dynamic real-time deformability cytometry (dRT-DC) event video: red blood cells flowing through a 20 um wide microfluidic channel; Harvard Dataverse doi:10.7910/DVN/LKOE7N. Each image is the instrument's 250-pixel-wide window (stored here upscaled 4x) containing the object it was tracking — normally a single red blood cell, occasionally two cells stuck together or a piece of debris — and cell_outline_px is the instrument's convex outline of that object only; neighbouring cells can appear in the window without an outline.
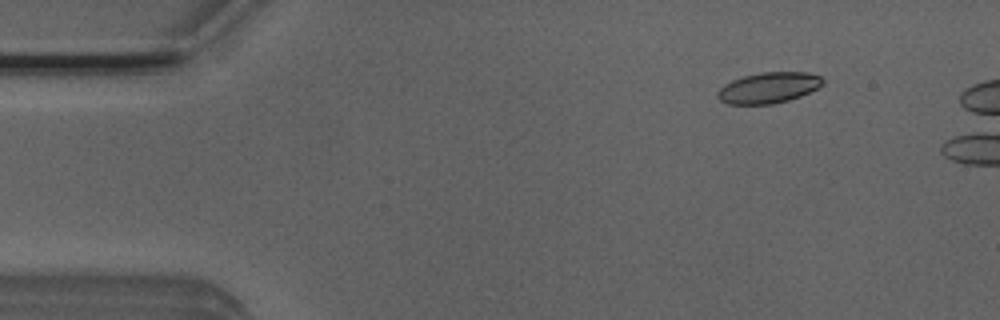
{"species": "Egyptian fruit bat (a non-hibernating species)", "species_latin": "Rousettus aegyptiacus", "temperature_condition": "room temperature", "stored_images_in_passage": 39, "camera_frame_rate_fps": 3000, "um_per_image_px": 0.085, "animal": {"sex": "male"}, "frame": {"image": 1, "passage_image": 5, "time_ms": 1.333, "image_size_px": [1000, 320], "cell_outline_px": [[824, 84], [800, 96], [788, 100], [772, 104], [728, 104], [720, 100], [716, 96], [716, 92], [724, 84], [732, 80], [744, 76], [760, 72], [808, 72], [820, 76], [824, 80]], "centroid_in_image_um": [65.31, 7.45], "position_along_channel_um": 19.7, "area_um2": 18.9}}
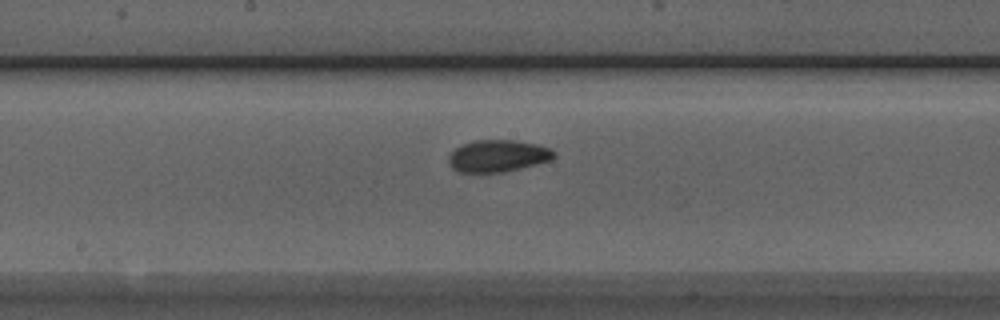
{"frame": {"image": 2, "passage_image": 26, "time_ms": 8.333, "image_size_px": [1000, 320], "cell_outline_px": [[556, 156], [552, 160], [504, 172], [456, 172], [448, 164], [448, 156], [456, 148], [472, 140], [516, 140], [536, 144], [548, 148], [556, 152]], "centroid_in_image_um": [42.31, 13.25], "position_along_channel_um": 205.9, "area_um2": 19.71}}
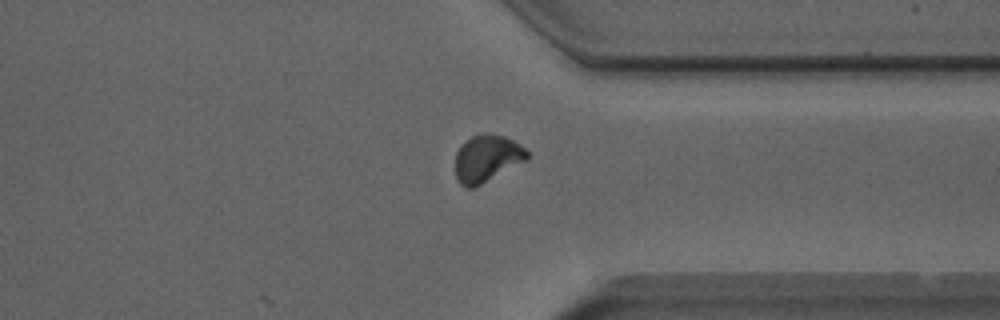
{"frame": {"image": 3, "passage_image": 39, "time_ms": 12.667, "image_size_px": [1000, 320], "cell_outline_px": [[528, 156], [524, 160], [480, 184], [472, 188], [464, 188], [456, 180], [456, 152], [460, 144], [472, 136], [484, 132], [488, 132], [504, 136], [520, 144], [528, 152]], "centroid_in_image_um": [41.33, 13.44], "position_along_channel_um": 370.1, "area_um2": 19.42}, "authors_computed_cell_mechanics": {"area_um2": 19.4208, "velocity_mm_per_s": 3.8395, "shape_relaxation_time_tau1_ms": 4.8194, "shape_relaxation_time_tau2_ms": 3.0811, "deformation_change_tau1": 0.1099, "deformation_change_tau2": 0.07}}